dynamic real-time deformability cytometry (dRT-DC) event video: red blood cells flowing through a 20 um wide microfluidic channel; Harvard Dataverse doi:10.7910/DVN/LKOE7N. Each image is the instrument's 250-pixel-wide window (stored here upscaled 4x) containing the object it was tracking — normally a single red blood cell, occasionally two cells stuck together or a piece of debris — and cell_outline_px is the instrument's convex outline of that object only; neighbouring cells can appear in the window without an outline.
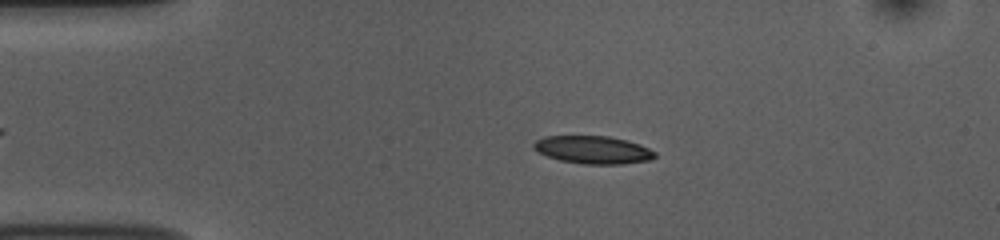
{"species": "common noctule bat (a hibernating species)", "species_latin": "Nyctalus noctula", "temperature_condition": "room temperature", "stored_images_in_passage": 46, "camera_frame_rate_fps": 3000, "um_per_image_px": 0.085, "animal": {"sex": "female", "body_mass_g": 10.0, "forearm_length_mm": 53.1}, "frame": {"image": 1, "passage_image": 10, "time_ms": 3.0, "image_size_px": [1000, 240], "cell_outline_px": [[656, 156], [652, 160], [624, 164], [584, 164], [560, 160], [536, 152], [532, 148], [532, 144], [536, 140], [544, 136], [608, 136], [628, 140], [640, 144], [656, 152]], "centroid_in_image_um": [50.41, 12.73], "position_along_channel_um": 34.6, "area_um2": 19.88}}
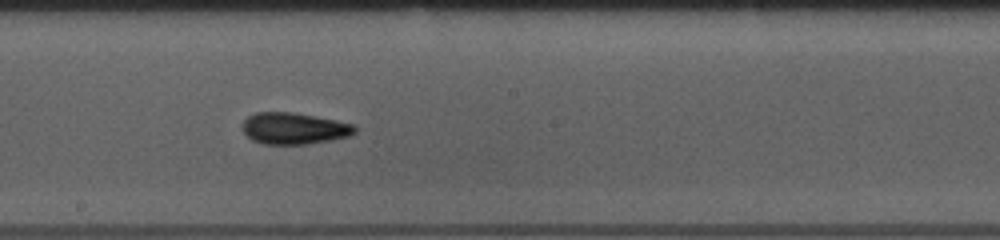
{"frame": {"image": 2, "passage_image": 28, "time_ms": 9.0, "image_size_px": [1000, 240], "cell_outline_px": [[356, 132], [348, 136], [332, 140], [308, 144], [264, 144], [252, 140], [244, 132], [244, 120], [248, 116], [256, 112], [292, 112], [316, 116], [356, 124]], "centroid_in_image_um": [25.03, 10.91], "position_along_channel_um": 223.2, "area_um2": 20.69}}
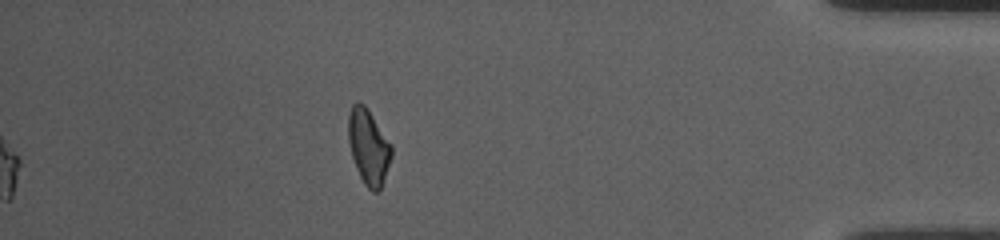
{"frame": {"image": 3, "passage_image": 46, "time_ms": 15.0, "image_size_px": [1000, 240], "cell_outline_px": [[392, 156], [380, 188], [376, 192], [372, 192], [364, 184], [356, 168], [352, 156], [348, 140], [348, 116], [352, 104], [356, 100], [360, 100], [368, 108], [392, 144]], "centroid_in_image_um": [31.31, 12.41], "position_along_channel_um": 403.9, "area_um2": 19.07}, "authors_computed_cell_mechanics": {"area_um2": 19.7676, "velocity_mm_per_s": 3.7663, "shape_relaxation_time_tau1_ms": 7.828, "shape_relaxation_time_tau2_ms": 3.8384, "deformation_change_tau1": 0.1544, "deformation_change_tau2": 0.1059}}